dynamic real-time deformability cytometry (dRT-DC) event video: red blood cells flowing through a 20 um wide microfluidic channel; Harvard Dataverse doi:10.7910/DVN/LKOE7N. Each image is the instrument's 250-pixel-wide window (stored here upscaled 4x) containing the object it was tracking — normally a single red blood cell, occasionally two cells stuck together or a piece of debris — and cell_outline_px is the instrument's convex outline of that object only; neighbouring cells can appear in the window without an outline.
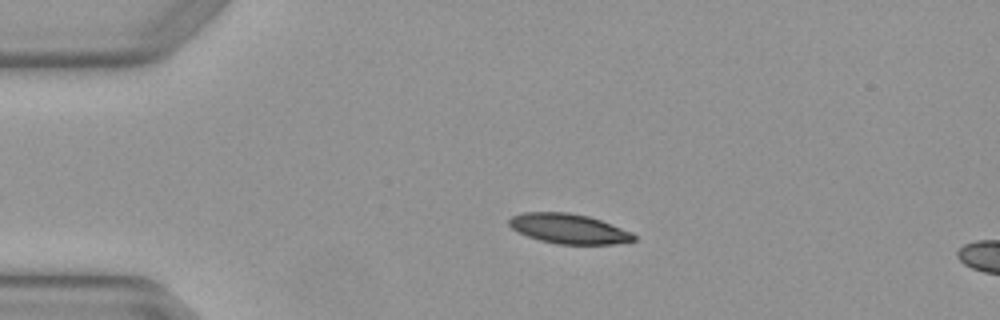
{"species": "Egyptian fruit bat (a non-hibernating species)", "species_latin": "Rousettus aegyptiacus", "temperature_condition": "warm", "stored_images_in_passage": 3, "camera_frame_rate_fps": 3000, "um_per_image_px": 0.085, "animal": {"sex": "female"}, "frame": {"image": 1, "passage_image": 1, "time_ms": 0.0, "image_size_px": [1000, 320], "cell_outline_px": [[636, 240], [616, 244], [556, 244], [540, 240], [528, 236], [512, 228], [508, 224], [508, 220], [512, 216], [524, 212], [568, 212], [588, 216], [600, 220], [632, 232], [636, 236]], "centroid_in_image_um": [48.35, 19.44], "position_along_channel_um": 36.6, "area_um2": 21.62}}